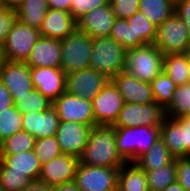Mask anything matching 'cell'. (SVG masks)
Returning <instances> with one entry per match:
<instances>
[{"label": "cell", "instance_id": "obj_1", "mask_svg": "<svg viewBox=\"0 0 190 191\" xmlns=\"http://www.w3.org/2000/svg\"><path fill=\"white\" fill-rule=\"evenodd\" d=\"M126 162L117 150L115 128L107 125L93 126L79 163L113 168L121 167Z\"/></svg>", "mask_w": 190, "mask_h": 191}, {"label": "cell", "instance_id": "obj_2", "mask_svg": "<svg viewBox=\"0 0 190 191\" xmlns=\"http://www.w3.org/2000/svg\"><path fill=\"white\" fill-rule=\"evenodd\" d=\"M124 69L136 79L151 83L163 72V54L154 44L126 49Z\"/></svg>", "mask_w": 190, "mask_h": 191}, {"label": "cell", "instance_id": "obj_3", "mask_svg": "<svg viewBox=\"0 0 190 191\" xmlns=\"http://www.w3.org/2000/svg\"><path fill=\"white\" fill-rule=\"evenodd\" d=\"M115 134L118 152L127 162H133L160 138V127L115 128Z\"/></svg>", "mask_w": 190, "mask_h": 191}, {"label": "cell", "instance_id": "obj_4", "mask_svg": "<svg viewBox=\"0 0 190 191\" xmlns=\"http://www.w3.org/2000/svg\"><path fill=\"white\" fill-rule=\"evenodd\" d=\"M125 52L126 48L109 36L93 38L90 68L112 80L120 72L125 71Z\"/></svg>", "mask_w": 190, "mask_h": 191}, {"label": "cell", "instance_id": "obj_5", "mask_svg": "<svg viewBox=\"0 0 190 191\" xmlns=\"http://www.w3.org/2000/svg\"><path fill=\"white\" fill-rule=\"evenodd\" d=\"M93 39L79 30L61 39V65L66 73L90 68Z\"/></svg>", "mask_w": 190, "mask_h": 191}, {"label": "cell", "instance_id": "obj_6", "mask_svg": "<svg viewBox=\"0 0 190 191\" xmlns=\"http://www.w3.org/2000/svg\"><path fill=\"white\" fill-rule=\"evenodd\" d=\"M163 55L186 53L190 50V35L182 19L174 12L157 27L153 43Z\"/></svg>", "mask_w": 190, "mask_h": 191}, {"label": "cell", "instance_id": "obj_7", "mask_svg": "<svg viewBox=\"0 0 190 191\" xmlns=\"http://www.w3.org/2000/svg\"><path fill=\"white\" fill-rule=\"evenodd\" d=\"M40 37L39 29L16 20L1 44L4 60L25 62Z\"/></svg>", "mask_w": 190, "mask_h": 191}, {"label": "cell", "instance_id": "obj_8", "mask_svg": "<svg viewBox=\"0 0 190 191\" xmlns=\"http://www.w3.org/2000/svg\"><path fill=\"white\" fill-rule=\"evenodd\" d=\"M165 119V109L155 103L136 104L124 102L114 124V128L151 126L160 127Z\"/></svg>", "mask_w": 190, "mask_h": 191}, {"label": "cell", "instance_id": "obj_9", "mask_svg": "<svg viewBox=\"0 0 190 191\" xmlns=\"http://www.w3.org/2000/svg\"><path fill=\"white\" fill-rule=\"evenodd\" d=\"M160 139L175 158L190 157V114L176 119L165 117Z\"/></svg>", "mask_w": 190, "mask_h": 191}, {"label": "cell", "instance_id": "obj_10", "mask_svg": "<svg viewBox=\"0 0 190 191\" xmlns=\"http://www.w3.org/2000/svg\"><path fill=\"white\" fill-rule=\"evenodd\" d=\"M119 170L78 163L74 182L81 191H117Z\"/></svg>", "mask_w": 190, "mask_h": 191}, {"label": "cell", "instance_id": "obj_11", "mask_svg": "<svg viewBox=\"0 0 190 191\" xmlns=\"http://www.w3.org/2000/svg\"><path fill=\"white\" fill-rule=\"evenodd\" d=\"M96 125L112 126L121 111L124 100L112 80L91 100Z\"/></svg>", "mask_w": 190, "mask_h": 191}, {"label": "cell", "instance_id": "obj_12", "mask_svg": "<svg viewBox=\"0 0 190 191\" xmlns=\"http://www.w3.org/2000/svg\"><path fill=\"white\" fill-rule=\"evenodd\" d=\"M52 106L56 109L60 121L96 126L90 100L65 91L53 101Z\"/></svg>", "mask_w": 190, "mask_h": 191}, {"label": "cell", "instance_id": "obj_13", "mask_svg": "<svg viewBox=\"0 0 190 191\" xmlns=\"http://www.w3.org/2000/svg\"><path fill=\"white\" fill-rule=\"evenodd\" d=\"M109 80L93 68L74 71L66 74L65 91L91 101Z\"/></svg>", "mask_w": 190, "mask_h": 191}, {"label": "cell", "instance_id": "obj_14", "mask_svg": "<svg viewBox=\"0 0 190 191\" xmlns=\"http://www.w3.org/2000/svg\"><path fill=\"white\" fill-rule=\"evenodd\" d=\"M0 81L11 97H23L34 89L31 68L25 62L4 60L0 68Z\"/></svg>", "mask_w": 190, "mask_h": 191}, {"label": "cell", "instance_id": "obj_15", "mask_svg": "<svg viewBox=\"0 0 190 191\" xmlns=\"http://www.w3.org/2000/svg\"><path fill=\"white\" fill-rule=\"evenodd\" d=\"M92 126L77 122L60 121L55 133L62 154L79 158L86 147Z\"/></svg>", "mask_w": 190, "mask_h": 191}, {"label": "cell", "instance_id": "obj_16", "mask_svg": "<svg viewBox=\"0 0 190 191\" xmlns=\"http://www.w3.org/2000/svg\"><path fill=\"white\" fill-rule=\"evenodd\" d=\"M78 163L79 158L69 154H61L41 165L38 179L45 182L49 187L74 181Z\"/></svg>", "mask_w": 190, "mask_h": 191}, {"label": "cell", "instance_id": "obj_17", "mask_svg": "<svg viewBox=\"0 0 190 191\" xmlns=\"http://www.w3.org/2000/svg\"><path fill=\"white\" fill-rule=\"evenodd\" d=\"M116 19L110 3L101 5L79 17L77 30L86 33L92 39L109 36Z\"/></svg>", "mask_w": 190, "mask_h": 191}, {"label": "cell", "instance_id": "obj_18", "mask_svg": "<svg viewBox=\"0 0 190 191\" xmlns=\"http://www.w3.org/2000/svg\"><path fill=\"white\" fill-rule=\"evenodd\" d=\"M34 89L52 102L65 92L66 73L60 67L31 68Z\"/></svg>", "mask_w": 190, "mask_h": 191}, {"label": "cell", "instance_id": "obj_19", "mask_svg": "<svg viewBox=\"0 0 190 191\" xmlns=\"http://www.w3.org/2000/svg\"><path fill=\"white\" fill-rule=\"evenodd\" d=\"M59 123V116L53 106L43 112L32 111L22 114V130L35 139L54 136Z\"/></svg>", "mask_w": 190, "mask_h": 191}, {"label": "cell", "instance_id": "obj_20", "mask_svg": "<svg viewBox=\"0 0 190 191\" xmlns=\"http://www.w3.org/2000/svg\"><path fill=\"white\" fill-rule=\"evenodd\" d=\"M112 81L117 86L124 102L141 105L155 103L151 83L138 80L126 71L120 72Z\"/></svg>", "mask_w": 190, "mask_h": 191}, {"label": "cell", "instance_id": "obj_21", "mask_svg": "<svg viewBox=\"0 0 190 191\" xmlns=\"http://www.w3.org/2000/svg\"><path fill=\"white\" fill-rule=\"evenodd\" d=\"M25 63L30 68L60 67L61 40L41 36L34 44Z\"/></svg>", "mask_w": 190, "mask_h": 191}, {"label": "cell", "instance_id": "obj_22", "mask_svg": "<svg viewBox=\"0 0 190 191\" xmlns=\"http://www.w3.org/2000/svg\"><path fill=\"white\" fill-rule=\"evenodd\" d=\"M77 29L76 19L70 12L49 8L39 28L43 37L64 39Z\"/></svg>", "mask_w": 190, "mask_h": 191}, {"label": "cell", "instance_id": "obj_23", "mask_svg": "<svg viewBox=\"0 0 190 191\" xmlns=\"http://www.w3.org/2000/svg\"><path fill=\"white\" fill-rule=\"evenodd\" d=\"M0 161L9 168V172L23 173L31 181L39 178L41 165L34 150L13 155H0Z\"/></svg>", "mask_w": 190, "mask_h": 191}, {"label": "cell", "instance_id": "obj_24", "mask_svg": "<svg viewBox=\"0 0 190 191\" xmlns=\"http://www.w3.org/2000/svg\"><path fill=\"white\" fill-rule=\"evenodd\" d=\"M117 191H149L145 171L134 162H126L118 173Z\"/></svg>", "mask_w": 190, "mask_h": 191}, {"label": "cell", "instance_id": "obj_25", "mask_svg": "<svg viewBox=\"0 0 190 191\" xmlns=\"http://www.w3.org/2000/svg\"><path fill=\"white\" fill-rule=\"evenodd\" d=\"M174 158L159 138L147 152L138 156L133 162L142 170L150 171L169 164Z\"/></svg>", "mask_w": 190, "mask_h": 191}, {"label": "cell", "instance_id": "obj_26", "mask_svg": "<svg viewBox=\"0 0 190 191\" xmlns=\"http://www.w3.org/2000/svg\"><path fill=\"white\" fill-rule=\"evenodd\" d=\"M163 72L169 76L176 86L189 83L187 52L163 55Z\"/></svg>", "mask_w": 190, "mask_h": 191}, {"label": "cell", "instance_id": "obj_27", "mask_svg": "<svg viewBox=\"0 0 190 191\" xmlns=\"http://www.w3.org/2000/svg\"><path fill=\"white\" fill-rule=\"evenodd\" d=\"M139 10L156 27L175 12L174 0H140Z\"/></svg>", "mask_w": 190, "mask_h": 191}, {"label": "cell", "instance_id": "obj_28", "mask_svg": "<svg viewBox=\"0 0 190 191\" xmlns=\"http://www.w3.org/2000/svg\"><path fill=\"white\" fill-rule=\"evenodd\" d=\"M126 21L133 31L134 48L154 43L157 27L140 10L133 16L127 17Z\"/></svg>", "mask_w": 190, "mask_h": 191}, {"label": "cell", "instance_id": "obj_29", "mask_svg": "<svg viewBox=\"0 0 190 191\" xmlns=\"http://www.w3.org/2000/svg\"><path fill=\"white\" fill-rule=\"evenodd\" d=\"M48 9L46 0H25L15 11L18 21L39 29Z\"/></svg>", "mask_w": 190, "mask_h": 191}, {"label": "cell", "instance_id": "obj_30", "mask_svg": "<svg viewBox=\"0 0 190 191\" xmlns=\"http://www.w3.org/2000/svg\"><path fill=\"white\" fill-rule=\"evenodd\" d=\"M149 191H163L176 182V158L169 164L157 169L145 171Z\"/></svg>", "mask_w": 190, "mask_h": 191}, {"label": "cell", "instance_id": "obj_31", "mask_svg": "<svg viewBox=\"0 0 190 191\" xmlns=\"http://www.w3.org/2000/svg\"><path fill=\"white\" fill-rule=\"evenodd\" d=\"M190 114V82L177 86L172 101L165 108V117L179 118Z\"/></svg>", "mask_w": 190, "mask_h": 191}, {"label": "cell", "instance_id": "obj_32", "mask_svg": "<svg viewBox=\"0 0 190 191\" xmlns=\"http://www.w3.org/2000/svg\"><path fill=\"white\" fill-rule=\"evenodd\" d=\"M16 109L21 113L43 112L49 109L53 102L46 98L37 89H33L23 97H12Z\"/></svg>", "mask_w": 190, "mask_h": 191}, {"label": "cell", "instance_id": "obj_33", "mask_svg": "<svg viewBox=\"0 0 190 191\" xmlns=\"http://www.w3.org/2000/svg\"><path fill=\"white\" fill-rule=\"evenodd\" d=\"M35 138L23 130L0 143V155H13L34 150Z\"/></svg>", "mask_w": 190, "mask_h": 191}, {"label": "cell", "instance_id": "obj_34", "mask_svg": "<svg viewBox=\"0 0 190 191\" xmlns=\"http://www.w3.org/2000/svg\"><path fill=\"white\" fill-rule=\"evenodd\" d=\"M151 87L155 102L165 109L172 101L177 86L162 72L151 81Z\"/></svg>", "mask_w": 190, "mask_h": 191}, {"label": "cell", "instance_id": "obj_35", "mask_svg": "<svg viewBox=\"0 0 190 191\" xmlns=\"http://www.w3.org/2000/svg\"><path fill=\"white\" fill-rule=\"evenodd\" d=\"M22 130V114L15 105L0 113V143Z\"/></svg>", "mask_w": 190, "mask_h": 191}, {"label": "cell", "instance_id": "obj_36", "mask_svg": "<svg viewBox=\"0 0 190 191\" xmlns=\"http://www.w3.org/2000/svg\"><path fill=\"white\" fill-rule=\"evenodd\" d=\"M34 152L40 165L48 163L53 158H56L62 154L58 140L56 139L55 135L35 139Z\"/></svg>", "mask_w": 190, "mask_h": 191}, {"label": "cell", "instance_id": "obj_37", "mask_svg": "<svg viewBox=\"0 0 190 191\" xmlns=\"http://www.w3.org/2000/svg\"><path fill=\"white\" fill-rule=\"evenodd\" d=\"M30 182L23 173L9 172V168L0 161V185L4 191H20Z\"/></svg>", "mask_w": 190, "mask_h": 191}, {"label": "cell", "instance_id": "obj_38", "mask_svg": "<svg viewBox=\"0 0 190 191\" xmlns=\"http://www.w3.org/2000/svg\"><path fill=\"white\" fill-rule=\"evenodd\" d=\"M109 37L123 45L126 49L134 48L133 31L126 19H115Z\"/></svg>", "mask_w": 190, "mask_h": 191}, {"label": "cell", "instance_id": "obj_39", "mask_svg": "<svg viewBox=\"0 0 190 191\" xmlns=\"http://www.w3.org/2000/svg\"><path fill=\"white\" fill-rule=\"evenodd\" d=\"M140 0H109L116 18L126 19L139 11Z\"/></svg>", "mask_w": 190, "mask_h": 191}, {"label": "cell", "instance_id": "obj_40", "mask_svg": "<svg viewBox=\"0 0 190 191\" xmlns=\"http://www.w3.org/2000/svg\"><path fill=\"white\" fill-rule=\"evenodd\" d=\"M106 4H109V0H71L70 13L77 20L83 14Z\"/></svg>", "mask_w": 190, "mask_h": 191}, {"label": "cell", "instance_id": "obj_41", "mask_svg": "<svg viewBox=\"0 0 190 191\" xmlns=\"http://www.w3.org/2000/svg\"><path fill=\"white\" fill-rule=\"evenodd\" d=\"M16 20L15 10L9 9L5 5L0 8V45L5 41Z\"/></svg>", "mask_w": 190, "mask_h": 191}, {"label": "cell", "instance_id": "obj_42", "mask_svg": "<svg viewBox=\"0 0 190 191\" xmlns=\"http://www.w3.org/2000/svg\"><path fill=\"white\" fill-rule=\"evenodd\" d=\"M176 181L190 191V157H176Z\"/></svg>", "mask_w": 190, "mask_h": 191}, {"label": "cell", "instance_id": "obj_43", "mask_svg": "<svg viewBox=\"0 0 190 191\" xmlns=\"http://www.w3.org/2000/svg\"><path fill=\"white\" fill-rule=\"evenodd\" d=\"M175 13L182 19L190 35V0H175Z\"/></svg>", "mask_w": 190, "mask_h": 191}, {"label": "cell", "instance_id": "obj_44", "mask_svg": "<svg viewBox=\"0 0 190 191\" xmlns=\"http://www.w3.org/2000/svg\"><path fill=\"white\" fill-rule=\"evenodd\" d=\"M14 105L11 94L0 81V113Z\"/></svg>", "mask_w": 190, "mask_h": 191}, {"label": "cell", "instance_id": "obj_45", "mask_svg": "<svg viewBox=\"0 0 190 191\" xmlns=\"http://www.w3.org/2000/svg\"><path fill=\"white\" fill-rule=\"evenodd\" d=\"M48 8L70 12L71 0H46Z\"/></svg>", "mask_w": 190, "mask_h": 191}, {"label": "cell", "instance_id": "obj_46", "mask_svg": "<svg viewBox=\"0 0 190 191\" xmlns=\"http://www.w3.org/2000/svg\"><path fill=\"white\" fill-rule=\"evenodd\" d=\"M52 187H49L45 182L36 179L32 180L28 186H25L20 191H51Z\"/></svg>", "mask_w": 190, "mask_h": 191}, {"label": "cell", "instance_id": "obj_47", "mask_svg": "<svg viewBox=\"0 0 190 191\" xmlns=\"http://www.w3.org/2000/svg\"><path fill=\"white\" fill-rule=\"evenodd\" d=\"M51 191H81L74 181L52 187Z\"/></svg>", "mask_w": 190, "mask_h": 191}, {"label": "cell", "instance_id": "obj_48", "mask_svg": "<svg viewBox=\"0 0 190 191\" xmlns=\"http://www.w3.org/2000/svg\"><path fill=\"white\" fill-rule=\"evenodd\" d=\"M3 4L9 9L16 10L25 0H2Z\"/></svg>", "mask_w": 190, "mask_h": 191}, {"label": "cell", "instance_id": "obj_49", "mask_svg": "<svg viewBox=\"0 0 190 191\" xmlns=\"http://www.w3.org/2000/svg\"><path fill=\"white\" fill-rule=\"evenodd\" d=\"M163 191H185V189L176 181L167 186Z\"/></svg>", "mask_w": 190, "mask_h": 191}, {"label": "cell", "instance_id": "obj_50", "mask_svg": "<svg viewBox=\"0 0 190 191\" xmlns=\"http://www.w3.org/2000/svg\"><path fill=\"white\" fill-rule=\"evenodd\" d=\"M3 62H4L3 51H2V47L0 45V68H1Z\"/></svg>", "mask_w": 190, "mask_h": 191}, {"label": "cell", "instance_id": "obj_51", "mask_svg": "<svg viewBox=\"0 0 190 191\" xmlns=\"http://www.w3.org/2000/svg\"><path fill=\"white\" fill-rule=\"evenodd\" d=\"M187 62L189 66V75H190V50L187 52Z\"/></svg>", "mask_w": 190, "mask_h": 191}, {"label": "cell", "instance_id": "obj_52", "mask_svg": "<svg viewBox=\"0 0 190 191\" xmlns=\"http://www.w3.org/2000/svg\"><path fill=\"white\" fill-rule=\"evenodd\" d=\"M3 5H4V4H3V1L0 0V8H1Z\"/></svg>", "mask_w": 190, "mask_h": 191}]
</instances>
